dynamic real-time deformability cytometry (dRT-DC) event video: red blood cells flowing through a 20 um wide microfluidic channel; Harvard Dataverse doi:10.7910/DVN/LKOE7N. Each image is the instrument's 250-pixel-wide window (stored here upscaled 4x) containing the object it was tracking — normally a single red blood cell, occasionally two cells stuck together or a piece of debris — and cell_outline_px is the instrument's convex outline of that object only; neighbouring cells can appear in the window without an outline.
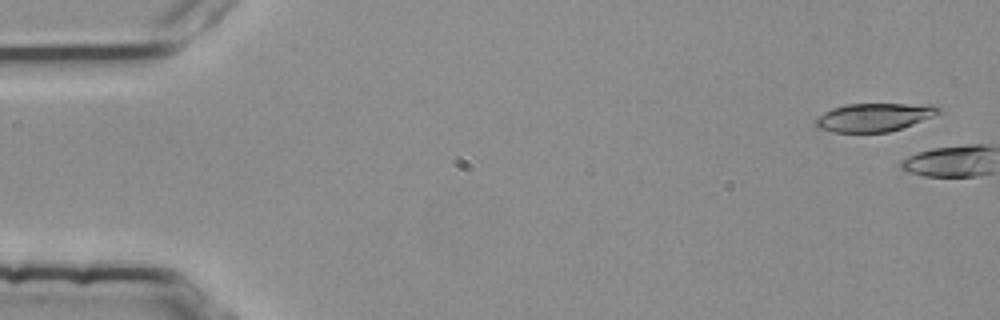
{"species": "common noctule bat (a hibernating species)", "species_latin": "Nyctalus noctula", "temperature_condition": "room temperature", "stored_images_in_passage": 2, "camera_frame_rate_fps": 3000, "um_per_image_px": 0.085, "animal": {"sex": "female", "body_mass_g": 25.1}, "frame": {"image": 1, "passage_image": 1, "time_ms": 0.0, "image_size_px": [1000, 320], "cell_outline_px": [[944, 112], [912, 124], [888, 132], [832, 132], [816, 128], [816, 120], [824, 112], [832, 108], [848, 104], [932, 104], [940, 108]], "centroid_in_image_um": [74.32, 9.96], "position_along_channel_um": 10.7, "area_um2": 20.17}}